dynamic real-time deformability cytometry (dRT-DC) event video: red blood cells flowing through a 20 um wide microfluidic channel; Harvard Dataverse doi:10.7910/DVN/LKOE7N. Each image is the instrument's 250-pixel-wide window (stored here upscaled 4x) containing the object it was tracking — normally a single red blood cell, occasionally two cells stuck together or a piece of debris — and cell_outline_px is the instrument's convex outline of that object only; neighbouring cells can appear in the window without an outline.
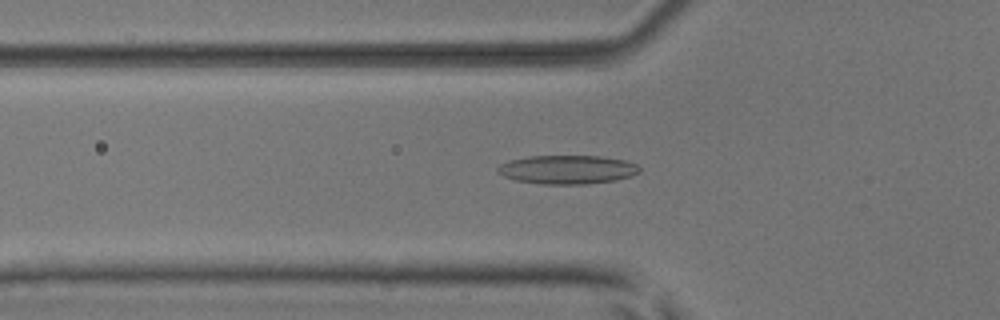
{"species": "common noctule bat (a hibernating species)", "species_latin": "Nyctalus noctula", "temperature_condition": "room temperature", "stored_images_in_passage": 46, "camera_frame_rate_fps": 3000, "um_per_image_px": 0.085, "animal": {"sex": "male", "body_mass_g": 17.9, "forearm_length_mm": 54.2}, "frame": {"image": 1, "passage_image": 12, "time_ms": 3.667, "image_size_px": [1000, 320], "cell_outline_px": [[640, 172], [632, 176], [616, 180], [584, 184], [540, 184], [516, 180], [504, 176], [496, 172], [496, 168], [500, 164], [508, 160], [528, 156], [600, 156], [624, 160], [636, 164], [640, 168]], "centroid_in_image_um": [48.2, 14.41], "position_along_channel_um": 77.6, "area_um2": 23.87}}
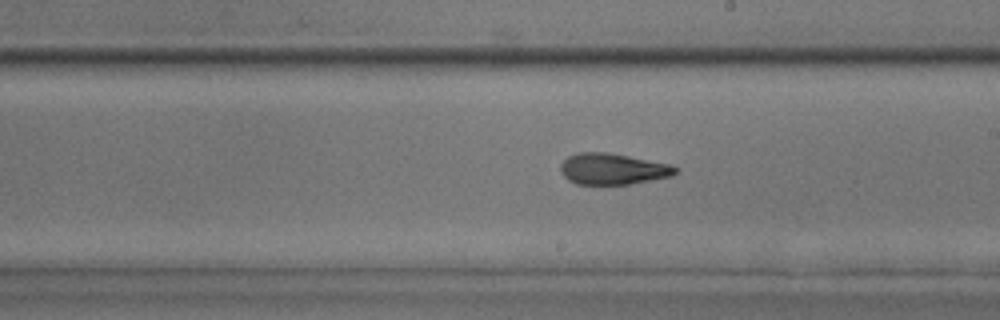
{"frame": {"image": 2, "passage_image": 24, "time_ms": 7.667, "image_size_px": [1000, 320], "cell_outline_px": [[676, 172], [672, 176], [628, 184], [576, 184], [568, 180], [560, 172], [560, 164], [568, 156], [576, 152], [608, 152], [668, 164], [676, 168]], "centroid_in_image_um": [52.01, 14.36], "position_along_channel_um": 237.0, "area_um2": 20.69}}
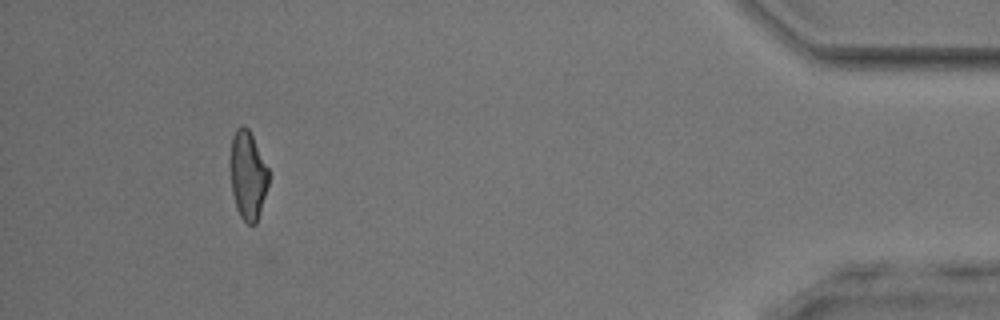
{"frame": {"image": 3, "passage_image": 42, "time_ms": 13.667, "image_size_px": [1000, 320], "cell_outline_px": [[268, 184], [256, 224], [248, 224], [240, 216], [236, 208], [232, 192], [228, 164], [232, 136], [236, 128], [240, 124], [244, 124], [248, 128], [268, 168]], "centroid_in_image_um": [21.01, 14.85], "position_along_channel_um": 414.2, "area_um2": 20.0}, "authors_computed_cell_mechanics": {"area_um2": 20.8658, "velocity_mm_per_s": 3.9844, "shape_relaxation_time_tau1_ms": null, "shape_relaxation_time_tau2_ms": 2.5211, "deformation_change_tau1": null, "deformation_change_tau2": 0.1116}}